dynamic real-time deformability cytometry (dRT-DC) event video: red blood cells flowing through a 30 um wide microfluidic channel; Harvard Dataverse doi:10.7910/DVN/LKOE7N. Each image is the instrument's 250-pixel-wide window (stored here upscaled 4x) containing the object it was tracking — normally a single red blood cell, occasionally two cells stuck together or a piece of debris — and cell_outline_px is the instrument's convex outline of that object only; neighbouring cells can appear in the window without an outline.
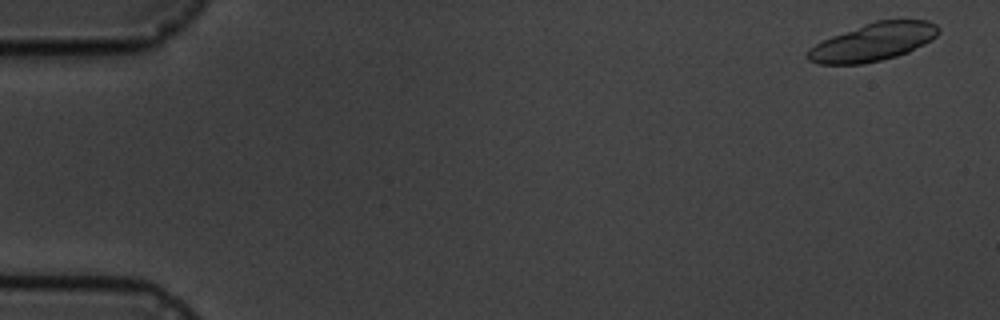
{"species": "common noctule bat (a hibernating species)", "species_latin": "Nyctalus noctula", "temperature_condition": "cold", "stored_images_in_passage": 7, "camera_frame_rate_fps": 3000, "um_per_image_px": 0.085, "animal": {"sex": "male", "body_mass_g": 19.5, "forearm_length_mm": 54.6}, "frame": {"image": 1, "passage_image": 1, "time_ms": 0.0, "image_size_px": [1000, 320], "cell_outline_px": [[940, 32], [932, 40], [908, 52], [896, 56], [864, 64], [820, 64], [808, 60], [808, 48], [832, 36], [864, 24], [876, 20], [928, 20], [936, 24], [940, 28]], "centroid_in_image_um": [74.25, 3.57], "position_along_channel_um": 10.7, "area_um2": 28.67}}